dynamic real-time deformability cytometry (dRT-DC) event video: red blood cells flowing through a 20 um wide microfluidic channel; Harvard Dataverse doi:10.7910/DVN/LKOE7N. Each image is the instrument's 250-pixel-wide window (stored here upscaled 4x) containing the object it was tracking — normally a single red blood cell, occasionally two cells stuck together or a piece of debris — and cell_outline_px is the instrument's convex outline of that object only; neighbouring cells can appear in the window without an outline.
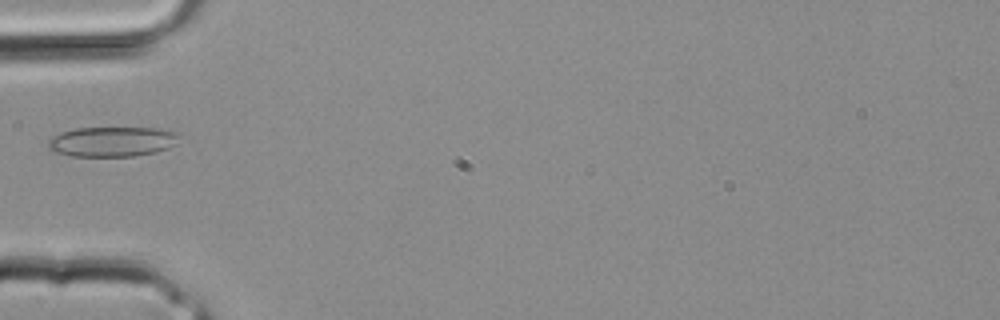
{"species": "common noctule bat (a hibernating species)", "species_latin": "Nyctalus noctula", "temperature_condition": "room temperature", "stored_images_in_passage": 24, "camera_frame_rate_fps": 3000, "um_per_image_px": 0.085, "animal": {"sex": "male", "body_mass_g": 20.4}, "frame": {"image": 1, "passage_image": 2, "time_ms": 0.333, "image_size_px": [1000, 320], "cell_outline_px": [[184, 136], [176, 144], [168, 148], [156, 152], [136, 156], [72, 156], [48, 152], [48, 140], [60, 132], [76, 128], [156, 128], [180, 132]], "centroid_in_image_um": [9.57, 12.04], "position_along_channel_um": 75.4, "area_um2": 23.41}}
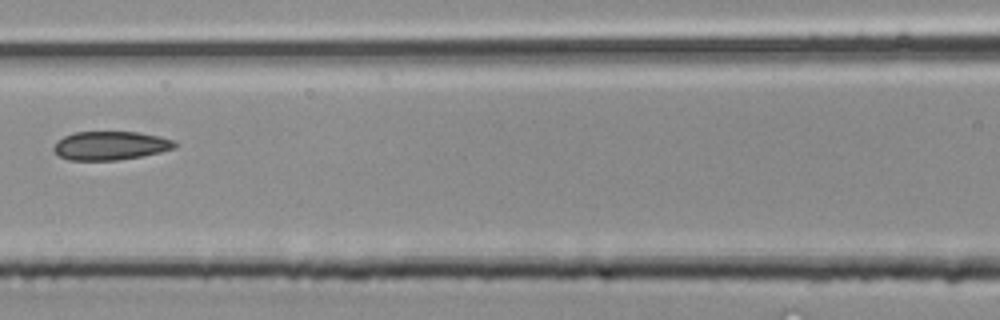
{"frame": {"image": 2, "passage_image": 6, "time_ms": 1.667, "image_size_px": [1000, 320], "cell_outline_px": [[180, 144], [176, 148], [160, 152], [140, 156], [116, 160], [68, 160], [60, 156], [52, 148], [64, 136], [72, 132], [140, 132], [160, 136], [176, 140]], "centroid_in_image_um": [9.46, 12.37], "position_along_channel_um": 157.1, "area_um2": 20.29}}
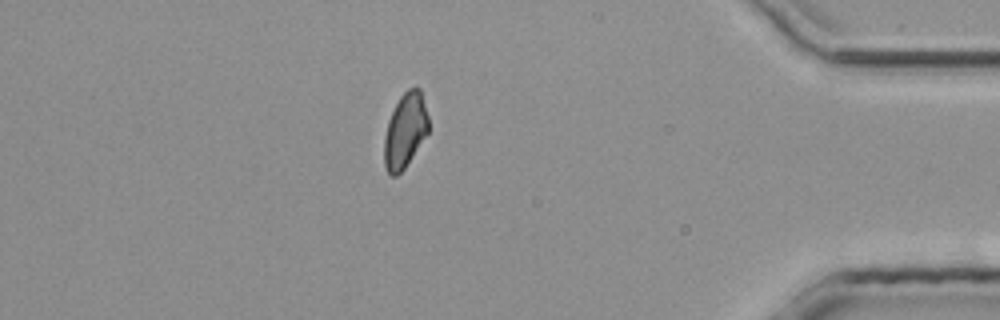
{"frame": {"image": 3, "passage_image": 20, "time_ms": 6.333, "image_size_px": [1000, 320], "cell_outline_px": [[428, 132], [404, 168], [396, 176], [392, 176], [388, 172], [384, 164], [384, 136], [388, 120], [400, 96], [408, 88], [420, 88], [428, 116]], "centroid_in_image_um": [34.42, 11.09], "position_along_channel_um": 400.8, "area_um2": 19.02}}